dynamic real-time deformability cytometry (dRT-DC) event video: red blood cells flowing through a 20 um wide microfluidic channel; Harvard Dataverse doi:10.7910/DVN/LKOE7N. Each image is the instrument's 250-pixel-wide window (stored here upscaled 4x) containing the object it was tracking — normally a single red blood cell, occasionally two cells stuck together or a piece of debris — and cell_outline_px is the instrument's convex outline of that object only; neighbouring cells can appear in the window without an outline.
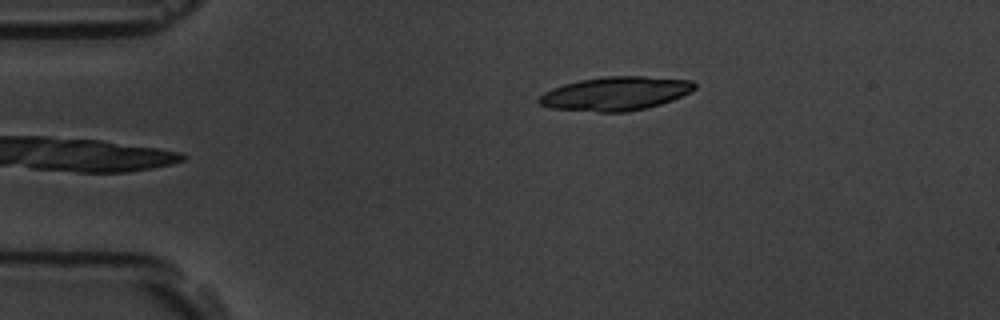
{"species": "common noctule bat (a hibernating species)", "species_latin": "Nyctalus noctula", "temperature_condition": "room temperature", "stored_images_in_passage": 3, "camera_frame_rate_fps": 3000, "um_per_image_px": 0.085, "animal": {"sex": "male", "body_mass_g": 19.5, "forearm_length_mm": 54.6}, "frame": {"image": 1, "passage_image": 3, "time_ms": 2.333, "image_size_px": [1000, 320], "cell_outline_px": [[696, 88], [692, 92], [672, 100], [648, 108], [624, 112], [600, 112], [552, 108], [540, 104], [536, 100], [544, 92], [552, 88], [564, 84], [580, 80], [604, 76], [644, 76], [692, 80], [696, 84]], "centroid_in_image_um": [52.35, 7.95], "position_along_channel_um": 32.7, "area_um2": 30.69}}